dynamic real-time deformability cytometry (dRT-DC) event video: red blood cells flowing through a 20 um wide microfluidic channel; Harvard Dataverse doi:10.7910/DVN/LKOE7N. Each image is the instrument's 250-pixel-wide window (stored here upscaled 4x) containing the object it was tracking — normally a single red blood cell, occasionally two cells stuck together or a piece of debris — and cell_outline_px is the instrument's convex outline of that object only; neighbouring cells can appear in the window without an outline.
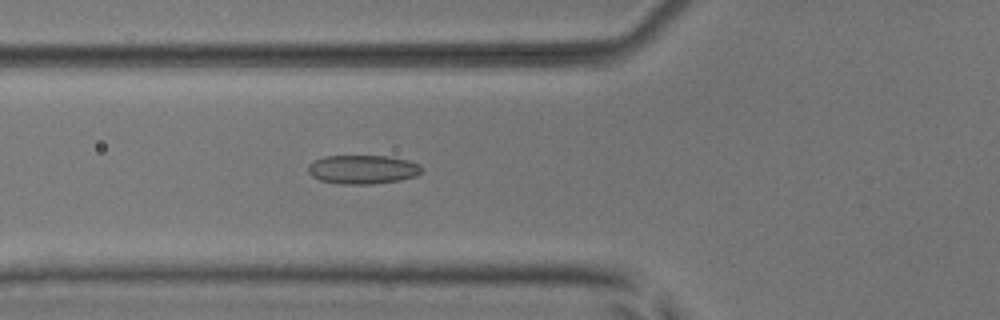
{"species": "common noctule bat (a hibernating species)", "species_latin": "Nyctalus noctula", "temperature_condition": "room temperature", "stored_images_in_passage": 42, "camera_frame_rate_fps": 3000, "um_per_image_px": 0.085, "animal": {"sex": "male", "body_mass_g": 17.9, "forearm_length_mm": 54.2}, "frame": {"image": 1, "passage_image": 9, "time_ms": 2.667, "image_size_px": [1000, 320], "cell_outline_px": [[424, 172], [416, 176], [400, 180], [372, 184], [340, 184], [320, 180], [312, 176], [308, 172], [308, 164], [324, 156], [388, 156], [408, 160], [420, 164], [424, 168]], "centroid_in_image_um": [30.87, 14.4], "position_along_channel_um": 94.9, "area_um2": 19.31}}
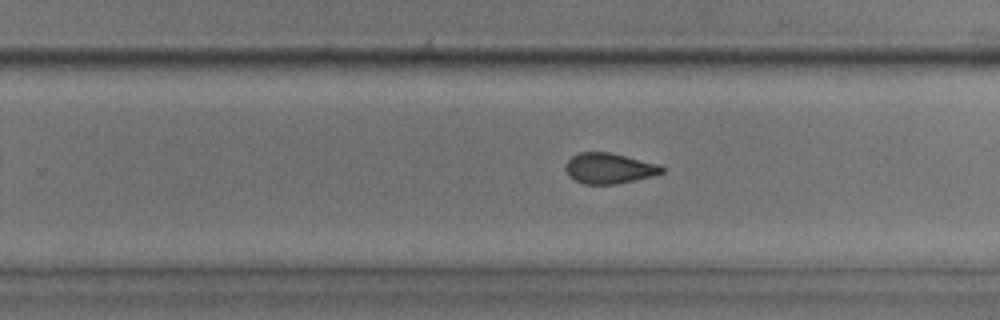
{"frame": {"image": 2, "passage_image": 23, "time_ms": 7.333, "image_size_px": [1000, 320], "cell_outline_px": [[664, 172], [652, 176], [616, 184], [584, 184], [568, 176], [564, 168], [564, 164], [572, 156], [580, 152], [608, 152], [660, 164], [664, 168]], "centroid_in_image_um": [51.75, 14.3], "position_along_channel_um": 278.0, "area_um2": 17.17}}
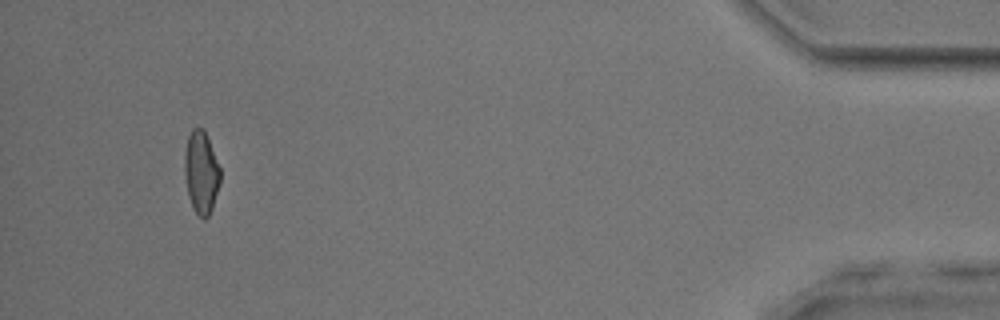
{"frame": {"image": 3, "passage_image": 39, "time_ms": 12.667, "image_size_px": [1000, 320], "cell_outline_px": [[220, 184], [212, 208], [208, 216], [204, 220], [196, 212], [188, 196], [184, 176], [184, 156], [188, 136], [192, 128], [204, 128], [220, 168]], "centroid_in_image_um": [17.09, 14.64], "position_along_channel_um": 418.1, "area_um2": 17.17}, "authors_computed_cell_mechanics": {"area_um2": 17.7446, "velocity_mm_per_s": 3.93, "shape_relaxation_time_tau1_ms": 4.6408, "shape_relaxation_time_tau2_ms": 2.4328, "deformation_change_tau1": 0.113, "deformation_change_tau2": 0.0825}}